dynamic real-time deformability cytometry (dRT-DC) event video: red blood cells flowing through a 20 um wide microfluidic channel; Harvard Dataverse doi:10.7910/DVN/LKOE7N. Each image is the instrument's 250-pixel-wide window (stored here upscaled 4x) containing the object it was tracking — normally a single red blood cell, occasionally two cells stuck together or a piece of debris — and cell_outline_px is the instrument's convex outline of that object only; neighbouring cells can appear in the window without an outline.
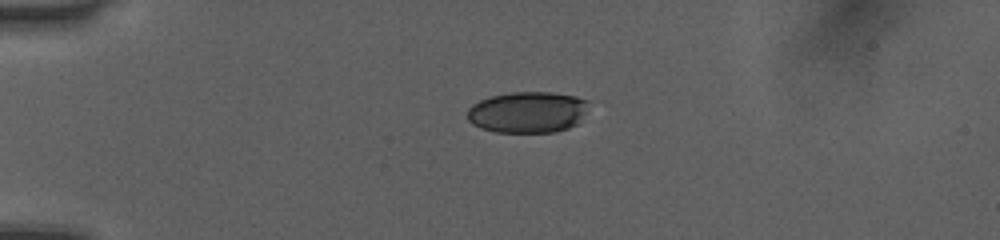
{"species": "human", "species_latin": "Homo sapiens", "temperature_condition": "room temperature", "stored_images_in_passage": 39, "camera_frame_rate_fps": 3000, "um_per_image_px": 0.085, "donor": {"sex": "female"}, "frame": {"image": 1, "passage_image": 1, "time_ms": 0.0, "image_size_px": [1000, 240], "cell_outline_px": [[588, 100], [576, 124], [568, 128], [556, 132], [496, 132], [480, 128], [472, 124], [468, 120], [468, 108], [472, 104], [480, 100], [492, 96], [512, 92], [552, 92], [576, 96]], "centroid_in_image_um": [44.79, 9.53], "position_along_channel_um": 40.2, "area_um2": 28.9}}
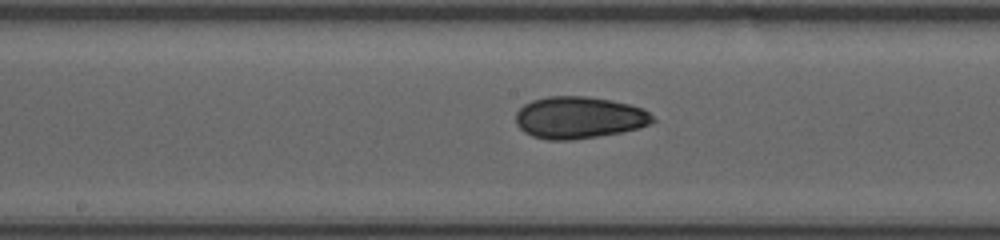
{"frame": {"image": 2, "passage_image": 16, "time_ms": 5.0, "image_size_px": [1000, 240], "cell_outline_px": [[656, 120], [652, 124], [640, 128], [620, 132], [572, 140], [548, 140], [532, 136], [524, 132], [516, 124], [516, 112], [524, 104], [532, 100], [548, 96], [584, 96], [612, 100], [644, 108]], "centroid_in_image_um": [49.22, 9.99], "position_along_channel_um": 199.0, "area_um2": 33.58}}
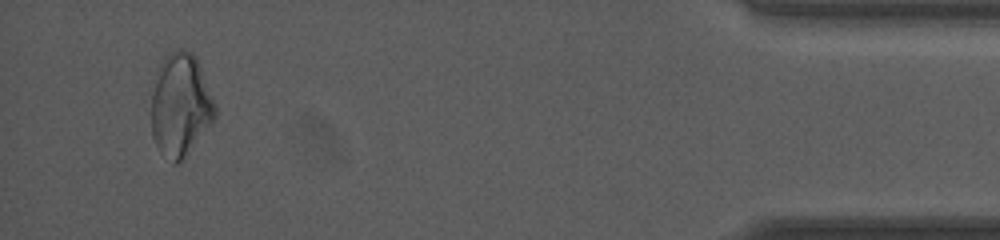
{"frame": {"image": 3, "passage_image": 37, "time_ms": 12.0, "image_size_px": [1000, 240], "cell_outline_px": [[216, 120], [184, 160], [176, 164], [172, 164], [160, 152], [152, 136], [152, 80], [160, 64], [168, 52], [172, 48], [184, 48], [192, 52], [196, 56], [216, 104]], "centroid_in_image_um": [15.35, 8.93], "position_along_channel_um": 419.8, "area_um2": 39.36}, "authors_computed_cell_mechanics": {"area_um2": 33.3506, "velocity_mm_per_s": 4.0769, "shape_relaxation_time_tau1_ms": 7.3729, "shape_relaxation_time_tau2_ms": 3.5323, "deformation_change_tau1": 0.1285, "deformation_change_tau2": 0.0836}}